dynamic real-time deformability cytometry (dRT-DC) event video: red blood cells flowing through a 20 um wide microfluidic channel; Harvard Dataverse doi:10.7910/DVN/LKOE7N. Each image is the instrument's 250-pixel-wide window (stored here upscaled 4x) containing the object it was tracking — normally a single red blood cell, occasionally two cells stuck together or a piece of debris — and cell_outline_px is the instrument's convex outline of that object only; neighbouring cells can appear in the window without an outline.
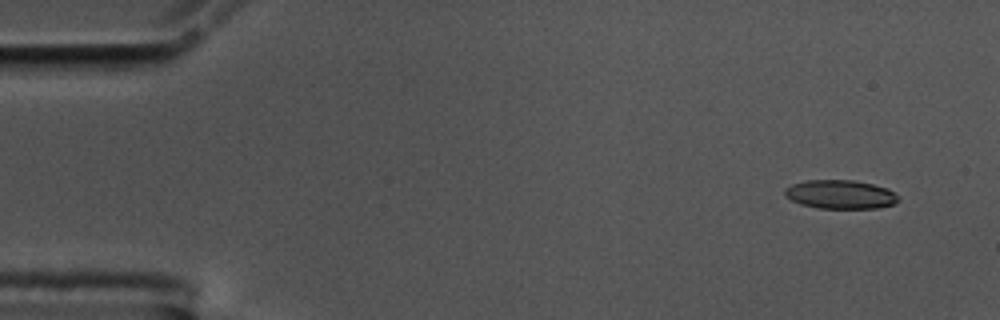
{"species": "common noctule bat (a hibernating species)", "species_latin": "Nyctalus noctula", "temperature_condition": "cold", "stored_images_in_passage": 54, "camera_frame_rate_fps": 3000, "um_per_image_px": 0.085, "animal": {"sex": "male", "body_mass_g": 17.5, "forearm_length_mm": 52.3}, "frame": {"image": 1, "passage_image": 1, "time_ms": 0.0, "image_size_px": [1000, 320], "cell_outline_px": [[900, 200], [896, 204], [876, 208], [820, 208], [800, 204], [784, 196], [784, 188], [792, 184], [808, 180], [852, 180], [872, 184], [888, 188], [900, 196]], "centroid_in_image_um": [71.46, 16.52], "position_along_channel_um": 13.5, "area_um2": 19.19}}
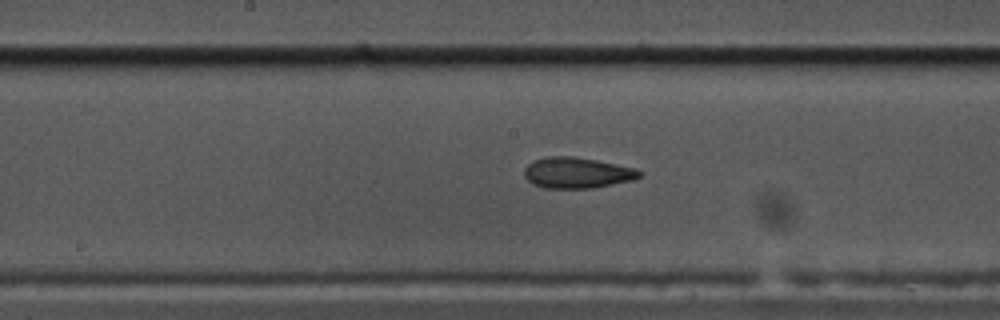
{"frame": {"image": 2, "passage_image": 26, "time_ms": 8.333, "image_size_px": [1000, 320], "cell_outline_px": [[640, 176], [632, 180], [592, 188], [544, 188], [532, 184], [524, 176], [524, 168], [528, 164], [544, 156], [572, 156], [596, 160], [636, 168], [640, 172]], "centroid_in_image_um": [49.01, 14.68], "position_along_channel_um": 199.2, "area_um2": 20.63}}
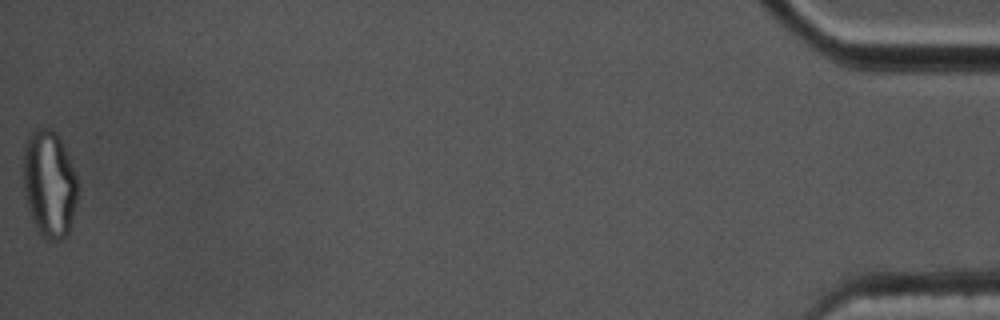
{"frame": {"image": 3, "passage_image": 54, "time_ms": 17.667, "image_size_px": [1000, 320], "cell_outline_px": [[80, 188], [68, 236], [60, 240], [48, 240], [36, 228], [32, 220], [28, 208], [24, 192], [24, 144], [32, 128], [52, 128], [56, 132], [68, 156], [76, 176]], "centroid_in_image_um": [4.2, 15.62], "position_along_channel_um": 431.0, "area_um2": 34.22}, "authors_computed_cell_mechanics": {"area_um2": 20.4901, "velocity_mm_per_s": 3.5463, "shape_relaxation_time_tau1_ms": null, "shape_relaxation_time_tau2_ms": 3.0487, "deformation_change_tau1": null, "deformation_change_tau2": 0.0994}}